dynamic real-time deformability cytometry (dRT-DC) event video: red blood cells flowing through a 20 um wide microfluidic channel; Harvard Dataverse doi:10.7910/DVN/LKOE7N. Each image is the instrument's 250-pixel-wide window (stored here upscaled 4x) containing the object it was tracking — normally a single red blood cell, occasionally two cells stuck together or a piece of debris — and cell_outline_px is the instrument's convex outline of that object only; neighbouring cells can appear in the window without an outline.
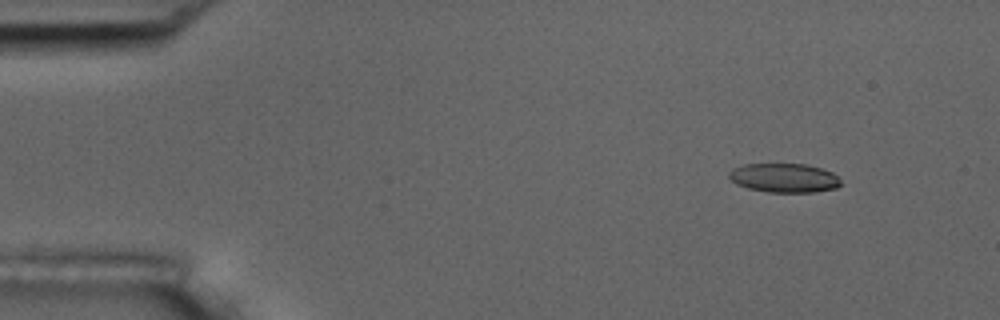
{"species": "common noctule bat (a hibernating species)", "species_latin": "Nyctalus noctula", "temperature_condition": "room temperature", "stored_images_in_passage": 4, "camera_frame_rate_fps": 3000, "um_per_image_px": 0.085, "animal": {"sex": "male", "body_mass_g": 17.5, "forearm_length_mm": 52.3}, "frame": {"image": 1, "passage_image": 1, "time_ms": 0.0, "image_size_px": [1000, 320], "cell_outline_px": [[840, 184], [836, 188], [816, 192], [768, 192], [748, 188], [736, 184], [728, 176], [728, 172], [732, 168], [744, 164], [804, 164], [820, 168], [832, 172], [840, 180]], "centroid_in_image_um": [66.62, 15.12], "position_along_channel_um": 18.4, "area_um2": 18.9}}
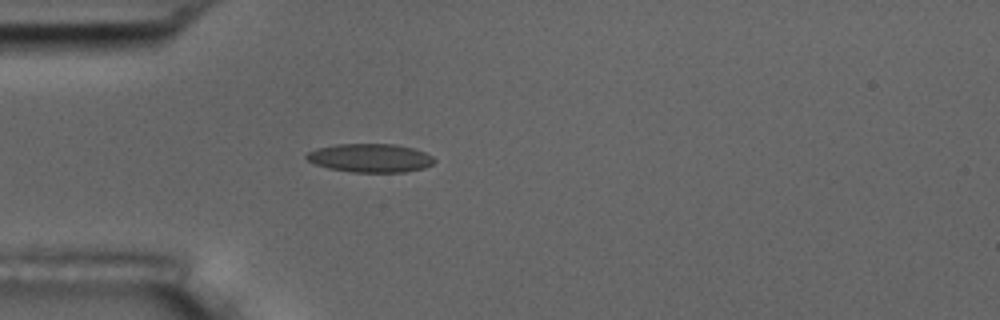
{"frame": {"image": 2, "passage_image": 4, "time_ms": 3.333, "image_size_px": [1000, 320], "cell_outline_px": [[436, 160], [432, 164], [424, 168], [404, 172], [352, 172], [328, 168], [316, 164], [308, 160], [304, 156], [308, 152], [316, 148], [336, 144], [396, 144], [412, 148], [424, 152], [432, 156]], "centroid_in_image_um": [31.46, 13.42], "position_along_channel_um": 53.5, "area_um2": 21.27}}